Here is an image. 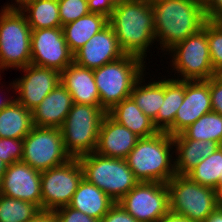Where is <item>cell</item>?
Returning <instances> with one entry per match:
<instances>
[{"instance_id": "obj_42", "label": "cell", "mask_w": 222, "mask_h": 222, "mask_svg": "<svg viewBox=\"0 0 222 222\" xmlns=\"http://www.w3.org/2000/svg\"><path fill=\"white\" fill-rule=\"evenodd\" d=\"M204 222H222V207L219 206Z\"/></svg>"}, {"instance_id": "obj_25", "label": "cell", "mask_w": 222, "mask_h": 222, "mask_svg": "<svg viewBox=\"0 0 222 222\" xmlns=\"http://www.w3.org/2000/svg\"><path fill=\"white\" fill-rule=\"evenodd\" d=\"M16 6L31 30L62 27L57 0H21Z\"/></svg>"}, {"instance_id": "obj_12", "label": "cell", "mask_w": 222, "mask_h": 222, "mask_svg": "<svg viewBox=\"0 0 222 222\" xmlns=\"http://www.w3.org/2000/svg\"><path fill=\"white\" fill-rule=\"evenodd\" d=\"M118 203L138 222H158L170 210L167 183L139 182Z\"/></svg>"}, {"instance_id": "obj_45", "label": "cell", "mask_w": 222, "mask_h": 222, "mask_svg": "<svg viewBox=\"0 0 222 222\" xmlns=\"http://www.w3.org/2000/svg\"><path fill=\"white\" fill-rule=\"evenodd\" d=\"M220 199L222 200V179L219 182L218 189L216 190Z\"/></svg>"}, {"instance_id": "obj_9", "label": "cell", "mask_w": 222, "mask_h": 222, "mask_svg": "<svg viewBox=\"0 0 222 222\" xmlns=\"http://www.w3.org/2000/svg\"><path fill=\"white\" fill-rule=\"evenodd\" d=\"M167 52L171 54V67L179 73L177 80H209L216 76L210 58L207 40V21L197 33L178 42Z\"/></svg>"}, {"instance_id": "obj_24", "label": "cell", "mask_w": 222, "mask_h": 222, "mask_svg": "<svg viewBox=\"0 0 222 222\" xmlns=\"http://www.w3.org/2000/svg\"><path fill=\"white\" fill-rule=\"evenodd\" d=\"M108 25V17L92 13L62 26L69 50L74 55L89 39Z\"/></svg>"}, {"instance_id": "obj_38", "label": "cell", "mask_w": 222, "mask_h": 222, "mask_svg": "<svg viewBox=\"0 0 222 222\" xmlns=\"http://www.w3.org/2000/svg\"><path fill=\"white\" fill-rule=\"evenodd\" d=\"M89 11L110 17L119 0H87Z\"/></svg>"}, {"instance_id": "obj_40", "label": "cell", "mask_w": 222, "mask_h": 222, "mask_svg": "<svg viewBox=\"0 0 222 222\" xmlns=\"http://www.w3.org/2000/svg\"><path fill=\"white\" fill-rule=\"evenodd\" d=\"M26 222H58L54 211L40 210L33 218Z\"/></svg>"}, {"instance_id": "obj_26", "label": "cell", "mask_w": 222, "mask_h": 222, "mask_svg": "<svg viewBox=\"0 0 222 222\" xmlns=\"http://www.w3.org/2000/svg\"><path fill=\"white\" fill-rule=\"evenodd\" d=\"M185 96V81L164 78V100L153 124L158 132H166L174 123L176 112Z\"/></svg>"}, {"instance_id": "obj_43", "label": "cell", "mask_w": 222, "mask_h": 222, "mask_svg": "<svg viewBox=\"0 0 222 222\" xmlns=\"http://www.w3.org/2000/svg\"><path fill=\"white\" fill-rule=\"evenodd\" d=\"M0 80H1V79H0ZM12 97H14V98H12ZM0 99H1V100H0V111H1L2 109H4V108L10 106L13 102L16 101V97H15V96H11L10 98L7 97V99L4 98L3 100H2V98H0Z\"/></svg>"}, {"instance_id": "obj_17", "label": "cell", "mask_w": 222, "mask_h": 222, "mask_svg": "<svg viewBox=\"0 0 222 222\" xmlns=\"http://www.w3.org/2000/svg\"><path fill=\"white\" fill-rule=\"evenodd\" d=\"M124 55L112 27L108 24L73 55V61L79 66L96 69Z\"/></svg>"}, {"instance_id": "obj_30", "label": "cell", "mask_w": 222, "mask_h": 222, "mask_svg": "<svg viewBox=\"0 0 222 222\" xmlns=\"http://www.w3.org/2000/svg\"><path fill=\"white\" fill-rule=\"evenodd\" d=\"M186 176L193 182L217 190L222 179V146L202 159Z\"/></svg>"}, {"instance_id": "obj_21", "label": "cell", "mask_w": 222, "mask_h": 222, "mask_svg": "<svg viewBox=\"0 0 222 222\" xmlns=\"http://www.w3.org/2000/svg\"><path fill=\"white\" fill-rule=\"evenodd\" d=\"M115 203L106 193L83 178L68 206L100 221Z\"/></svg>"}, {"instance_id": "obj_36", "label": "cell", "mask_w": 222, "mask_h": 222, "mask_svg": "<svg viewBox=\"0 0 222 222\" xmlns=\"http://www.w3.org/2000/svg\"><path fill=\"white\" fill-rule=\"evenodd\" d=\"M210 95L212 111L222 115V75L210 78Z\"/></svg>"}, {"instance_id": "obj_8", "label": "cell", "mask_w": 222, "mask_h": 222, "mask_svg": "<svg viewBox=\"0 0 222 222\" xmlns=\"http://www.w3.org/2000/svg\"><path fill=\"white\" fill-rule=\"evenodd\" d=\"M170 211L194 222H204L221 203L217 191L175 174L168 182Z\"/></svg>"}, {"instance_id": "obj_39", "label": "cell", "mask_w": 222, "mask_h": 222, "mask_svg": "<svg viewBox=\"0 0 222 222\" xmlns=\"http://www.w3.org/2000/svg\"><path fill=\"white\" fill-rule=\"evenodd\" d=\"M203 6L207 20H222V0H204Z\"/></svg>"}, {"instance_id": "obj_18", "label": "cell", "mask_w": 222, "mask_h": 222, "mask_svg": "<svg viewBox=\"0 0 222 222\" xmlns=\"http://www.w3.org/2000/svg\"><path fill=\"white\" fill-rule=\"evenodd\" d=\"M138 139L132 131L106 114L101 122L95 152L106 157L126 159Z\"/></svg>"}, {"instance_id": "obj_14", "label": "cell", "mask_w": 222, "mask_h": 222, "mask_svg": "<svg viewBox=\"0 0 222 222\" xmlns=\"http://www.w3.org/2000/svg\"><path fill=\"white\" fill-rule=\"evenodd\" d=\"M24 76L10 82L16 100L26 109L32 111L60 83V72L33 64L19 69Z\"/></svg>"}, {"instance_id": "obj_34", "label": "cell", "mask_w": 222, "mask_h": 222, "mask_svg": "<svg viewBox=\"0 0 222 222\" xmlns=\"http://www.w3.org/2000/svg\"><path fill=\"white\" fill-rule=\"evenodd\" d=\"M23 139L0 138V159L7 165L22 161Z\"/></svg>"}, {"instance_id": "obj_4", "label": "cell", "mask_w": 222, "mask_h": 222, "mask_svg": "<svg viewBox=\"0 0 222 222\" xmlns=\"http://www.w3.org/2000/svg\"><path fill=\"white\" fill-rule=\"evenodd\" d=\"M145 63L137 56L125 54L113 62L93 69L100 104L107 112L130 97L134 85L146 72Z\"/></svg>"}, {"instance_id": "obj_35", "label": "cell", "mask_w": 222, "mask_h": 222, "mask_svg": "<svg viewBox=\"0 0 222 222\" xmlns=\"http://www.w3.org/2000/svg\"><path fill=\"white\" fill-rule=\"evenodd\" d=\"M54 212L58 222H99V220L89 217L87 214L69 206L61 207Z\"/></svg>"}, {"instance_id": "obj_6", "label": "cell", "mask_w": 222, "mask_h": 222, "mask_svg": "<svg viewBox=\"0 0 222 222\" xmlns=\"http://www.w3.org/2000/svg\"><path fill=\"white\" fill-rule=\"evenodd\" d=\"M78 160L82 165L84 178L116 203L139 183L126 159L92 152L79 156Z\"/></svg>"}, {"instance_id": "obj_1", "label": "cell", "mask_w": 222, "mask_h": 222, "mask_svg": "<svg viewBox=\"0 0 222 222\" xmlns=\"http://www.w3.org/2000/svg\"><path fill=\"white\" fill-rule=\"evenodd\" d=\"M108 24L125 54L146 61V52L156 42L154 12L150 0H119L108 18Z\"/></svg>"}, {"instance_id": "obj_31", "label": "cell", "mask_w": 222, "mask_h": 222, "mask_svg": "<svg viewBox=\"0 0 222 222\" xmlns=\"http://www.w3.org/2000/svg\"><path fill=\"white\" fill-rule=\"evenodd\" d=\"M40 210L35 204L0 194V222H26Z\"/></svg>"}, {"instance_id": "obj_22", "label": "cell", "mask_w": 222, "mask_h": 222, "mask_svg": "<svg viewBox=\"0 0 222 222\" xmlns=\"http://www.w3.org/2000/svg\"><path fill=\"white\" fill-rule=\"evenodd\" d=\"M107 114L139 138L150 137L158 132L153 120L142 112L131 96L114 105Z\"/></svg>"}, {"instance_id": "obj_20", "label": "cell", "mask_w": 222, "mask_h": 222, "mask_svg": "<svg viewBox=\"0 0 222 222\" xmlns=\"http://www.w3.org/2000/svg\"><path fill=\"white\" fill-rule=\"evenodd\" d=\"M60 82L72 96L73 103L101 106L93 69L73 61L60 73Z\"/></svg>"}, {"instance_id": "obj_28", "label": "cell", "mask_w": 222, "mask_h": 222, "mask_svg": "<svg viewBox=\"0 0 222 222\" xmlns=\"http://www.w3.org/2000/svg\"><path fill=\"white\" fill-rule=\"evenodd\" d=\"M144 76L145 74L138 79L130 96L142 112L154 120L164 100V79L144 84Z\"/></svg>"}, {"instance_id": "obj_13", "label": "cell", "mask_w": 222, "mask_h": 222, "mask_svg": "<svg viewBox=\"0 0 222 222\" xmlns=\"http://www.w3.org/2000/svg\"><path fill=\"white\" fill-rule=\"evenodd\" d=\"M31 64L59 71L73 62L62 27L32 30Z\"/></svg>"}, {"instance_id": "obj_3", "label": "cell", "mask_w": 222, "mask_h": 222, "mask_svg": "<svg viewBox=\"0 0 222 222\" xmlns=\"http://www.w3.org/2000/svg\"><path fill=\"white\" fill-rule=\"evenodd\" d=\"M173 147V136L157 132L139 138L126 161L139 182L167 183L176 174Z\"/></svg>"}, {"instance_id": "obj_5", "label": "cell", "mask_w": 222, "mask_h": 222, "mask_svg": "<svg viewBox=\"0 0 222 222\" xmlns=\"http://www.w3.org/2000/svg\"><path fill=\"white\" fill-rule=\"evenodd\" d=\"M31 33L25 15L17 6L0 10V78L4 69H22L31 64Z\"/></svg>"}, {"instance_id": "obj_11", "label": "cell", "mask_w": 222, "mask_h": 222, "mask_svg": "<svg viewBox=\"0 0 222 222\" xmlns=\"http://www.w3.org/2000/svg\"><path fill=\"white\" fill-rule=\"evenodd\" d=\"M83 178V168L78 158L41 171L42 210L55 211L68 206Z\"/></svg>"}, {"instance_id": "obj_27", "label": "cell", "mask_w": 222, "mask_h": 222, "mask_svg": "<svg viewBox=\"0 0 222 222\" xmlns=\"http://www.w3.org/2000/svg\"><path fill=\"white\" fill-rule=\"evenodd\" d=\"M33 126L32 111L17 100L0 111V138L23 139Z\"/></svg>"}, {"instance_id": "obj_37", "label": "cell", "mask_w": 222, "mask_h": 222, "mask_svg": "<svg viewBox=\"0 0 222 222\" xmlns=\"http://www.w3.org/2000/svg\"><path fill=\"white\" fill-rule=\"evenodd\" d=\"M99 222H138L118 202L102 217Z\"/></svg>"}, {"instance_id": "obj_23", "label": "cell", "mask_w": 222, "mask_h": 222, "mask_svg": "<svg viewBox=\"0 0 222 222\" xmlns=\"http://www.w3.org/2000/svg\"><path fill=\"white\" fill-rule=\"evenodd\" d=\"M175 171L177 175H187L198 163L214 153L221 145L213 141L194 139H173Z\"/></svg>"}, {"instance_id": "obj_33", "label": "cell", "mask_w": 222, "mask_h": 222, "mask_svg": "<svg viewBox=\"0 0 222 222\" xmlns=\"http://www.w3.org/2000/svg\"><path fill=\"white\" fill-rule=\"evenodd\" d=\"M61 25L71 23L90 13L87 0H57Z\"/></svg>"}, {"instance_id": "obj_46", "label": "cell", "mask_w": 222, "mask_h": 222, "mask_svg": "<svg viewBox=\"0 0 222 222\" xmlns=\"http://www.w3.org/2000/svg\"><path fill=\"white\" fill-rule=\"evenodd\" d=\"M13 1H14V0H13ZM15 2H16V3H15ZM18 3H19V0H15L13 4H10V3L8 4V3H7L6 6H14V4H15V6H16Z\"/></svg>"}, {"instance_id": "obj_44", "label": "cell", "mask_w": 222, "mask_h": 222, "mask_svg": "<svg viewBox=\"0 0 222 222\" xmlns=\"http://www.w3.org/2000/svg\"><path fill=\"white\" fill-rule=\"evenodd\" d=\"M7 166L8 165L5 164V162L0 159V181H1L2 176L4 175V173H5L6 169H7Z\"/></svg>"}, {"instance_id": "obj_16", "label": "cell", "mask_w": 222, "mask_h": 222, "mask_svg": "<svg viewBox=\"0 0 222 222\" xmlns=\"http://www.w3.org/2000/svg\"><path fill=\"white\" fill-rule=\"evenodd\" d=\"M212 111L209 80L185 81V96L176 112L173 125L166 131L171 136L180 134L202 115Z\"/></svg>"}, {"instance_id": "obj_29", "label": "cell", "mask_w": 222, "mask_h": 222, "mask_svg": "<svg viewBox=\"0 0 222 222\" xmlns=\"http://www.w3.org/2000/svg\"><path fill=\"white\" fill-rule=\"evenodd\" d=\"M173 139L210 140L222 146V115L214 111L206 113Z\"/></svg>"}, {"instance_id": "obj_32", "label": "cell", "mask_w": 222, "mask_h": 222, "mask_svg": "<svg viewBox=\"0 0 222 222\" xmlns=\"http://www.w3.org/2000/svg\"><path fill=\"white\" fill-rule=\"evenodd\" d=\"M207 40L213 70L222 75V20H207Z\"/></svg>"}, {"instance_id": "obj_15", "label": "cell", "mask_w": 222, "mask_h": 222, "mask_svg": "<svg viewBox=\"0 0 222 222\" xmlns=\"http://www.w3.org/2000/svg\"><path fill=\"white\" fill-rule=\"evenodd\" d=\"M0 194L37 205L42 210L41 171L20 161L7 166Z\"/></svg>"}, {"instance_id": "obj_19", "label": "cell", "mask_w": 222, "mask_h": 222, "mask_svg": "<svg viewBox=\"0 0 222 222\" xmlns=\"http://www.w3.org/2000/svg\"><path fill=\"white\" fill-rule=\"evenodd\" d=\"M72 105V96L60 82L41 103L32 110L33 125L60 129Z\"/></svg>"}, {"instance_id": "obj_41", "label": "cell", "mask_w": 222, "mask_h": 222, "mask_svg": "<svg viewBox=\"0 0 222 222\" xmlns=\"http://www.w3.org/2000/svg\"><path fill=\"white\" fill-rule=\"evenodd\" d=\"M158 222H194L185 216L171 212L170 210L162 216Z\"/></svg>"}, {"instance_id": "obj_7", "label": "cell", "mask_w": 222, "mask_h": 222, "mask_svg": "<svg viewBox=\"0 0 222 222\" xmlns=\"http://www.w3.org/2000/svg\"><path fill=\"white\" fill-rule=\"evenodd\" d=\"M107 111L102 106L73 103L60 130L72 158L96 151L101 122Z\"/></svg>"}, {"instance_id": "obj_2", "label": "cell", "mask_w": 222, "mask_h": 222, "mask_svg": "<svg viewBox=\"0 0 222 222\" xmlns=\"http://www.w3.org/2000/svg\"><path fill=\"white\" fill-rule=\"evenodd\" d=\"M154 35L163 52L200 31L207 21L201 0H150Z\"/></svg>"}, {"instance_id": "obj_10", "label": "cell", "mask_w": 222, "mask_h": 222, "mask_svg": "<svg viewBox=\"0 0 222 222\" xmlns=\"http://www.w3.org/2000/svg\"><path fill=\"white\" fill-rule=\"evenodd\" d=\"M71 158L59 128L33 126L23 138L22 162L34 169L48 170L65 164Z\"/></svg>"}]
</instances>
